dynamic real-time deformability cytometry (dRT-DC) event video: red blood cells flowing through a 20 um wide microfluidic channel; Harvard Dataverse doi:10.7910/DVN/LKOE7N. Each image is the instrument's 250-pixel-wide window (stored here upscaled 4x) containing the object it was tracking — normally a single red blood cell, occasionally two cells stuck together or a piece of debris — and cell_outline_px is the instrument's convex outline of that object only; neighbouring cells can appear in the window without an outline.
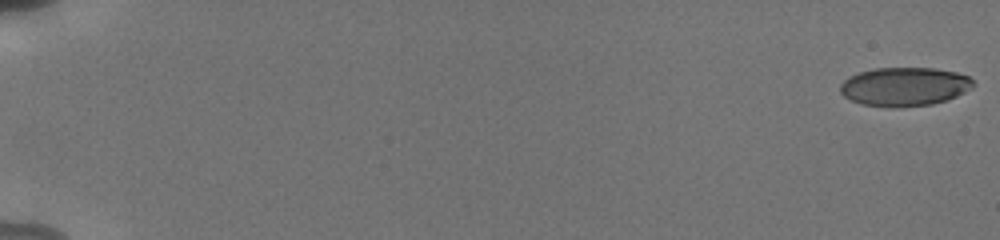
{"species": "human", "species_latin": "Homo sapiens", "temperature_condition": "cold", "stored_images_in_passage": 56, "camera_frame_rate_fps": 3000, "um_per_image_px": 0.085, "donor": {"sex": "male"}, "frame": {"image": 1, "passage_image": 1, "time_ms": 0.0, "image_size_px": [1000, 240], "cell_outline_px": [[976, 84], [972, 88], [948, 100], [932, 104], [892, 108], [864, 104], [852, 100], [844, 96], [840, 92], [840, 84], [848, 76], [860, 72], [876, 68], [932, 68], [956, 72], [968, 76]], "centroid_in_image_um": [76.89, 7.36], "position_along_channel_um": 8.1, "area_um2": 30.06}}
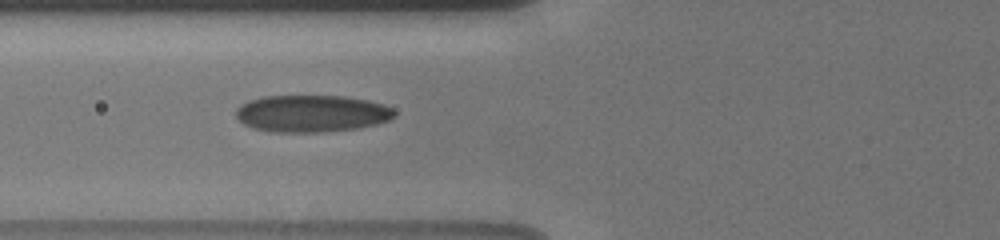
{"frame": {"image": 2, "passage_image": 24, "time_ms": 7.667, "image_size_px": [1000, 240], "cell_outline_px": [[396, 116], [388, 120], [376, 124], [360, 128], [320, 132], [268, 132], [252, 128], [244, 124], [236, 116], [236, 108], [240, 104], [248, 100], [264, 96], [344, 96], [368, 100], [384, 104], [392, 108], [396, 112]], "centroid_in_image_um": [26.49, 9.65], "position_along_channel_um": 99.3, "area_um2": 34.51}}
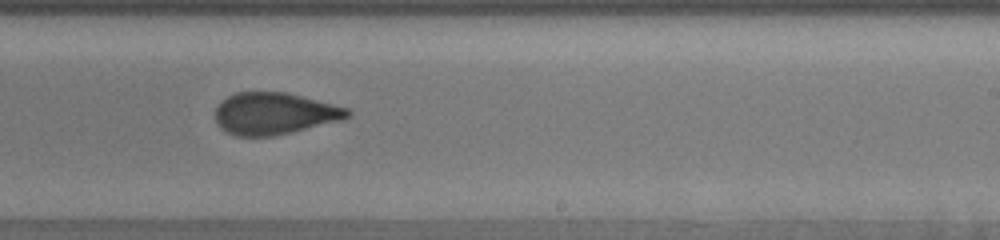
{"frame": {"image": 3, "passage_image": 37, "time_ms": 12.0, "image_size_px": [1000, 240], "cell_outline_px": [[352, 116], [344, 120], [292, 132], [272, 136], [236, 136], [224, 132], [216, 124], [216, 108], [220, 100], [236, 92], [284, 92], [348, 108], [352, 112]], "centroid_in_image_um": [23.31, 9.66], "position_along_channel_um": 265.7, "area_um2": 32.48}, "authors_computed_cell_mechanics": {"area_um2": 31.9634, "velocity_mm_per_s": 3.8497, "shape_relaxation_time_tau1_ms": 6.4499, "shape_relaxation_time_tau2_ms": 1.6401, "deformation_change_tau1": 0.1924, "deformation_change_tau2": 0.0831}}